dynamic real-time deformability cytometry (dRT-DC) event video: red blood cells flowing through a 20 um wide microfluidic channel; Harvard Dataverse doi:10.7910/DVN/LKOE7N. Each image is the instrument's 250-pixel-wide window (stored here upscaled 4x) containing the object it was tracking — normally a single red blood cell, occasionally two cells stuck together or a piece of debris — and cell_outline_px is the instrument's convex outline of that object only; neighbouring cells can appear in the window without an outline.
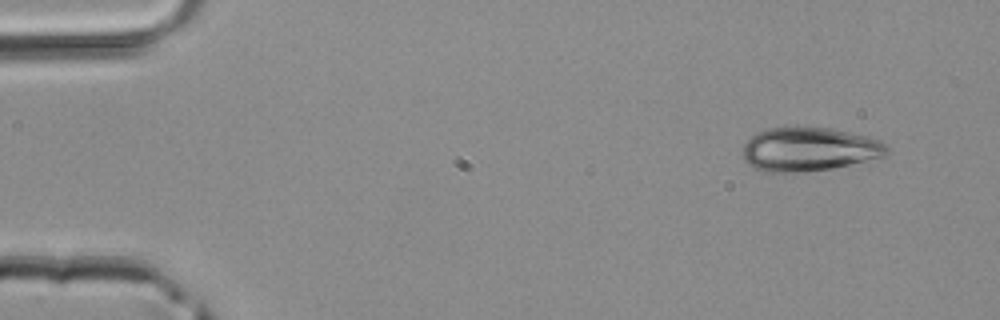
{"species": "common noctule bat (a hibernating species)", "species_latin": "Nyctalus noctula", "temperature_condition": "room temperature", "stored_images_in_passage": 4, "camera_frame_rate_fps": 3000, "um_per_image_px": 0.085, "animal": {"sex": "male", "body_mass_g": 20.4}, "frame": {"image": 1, "passage_image": 1, "time_ms": 0.0, "image_size_px": [1000, 320], "cell_outline_px": [[888, 156], [832, 168], [792, 172], [764, 172], [748, 164], [744, 160], [744, 144], [756, 132], [768, 128], [796, 124], [832, 128], [880, 140], [888, 148]], "centroid_in_image_um": [68.76, 12.65], "position_along_channel_um": 16.2, "area_um2": 37.28}}